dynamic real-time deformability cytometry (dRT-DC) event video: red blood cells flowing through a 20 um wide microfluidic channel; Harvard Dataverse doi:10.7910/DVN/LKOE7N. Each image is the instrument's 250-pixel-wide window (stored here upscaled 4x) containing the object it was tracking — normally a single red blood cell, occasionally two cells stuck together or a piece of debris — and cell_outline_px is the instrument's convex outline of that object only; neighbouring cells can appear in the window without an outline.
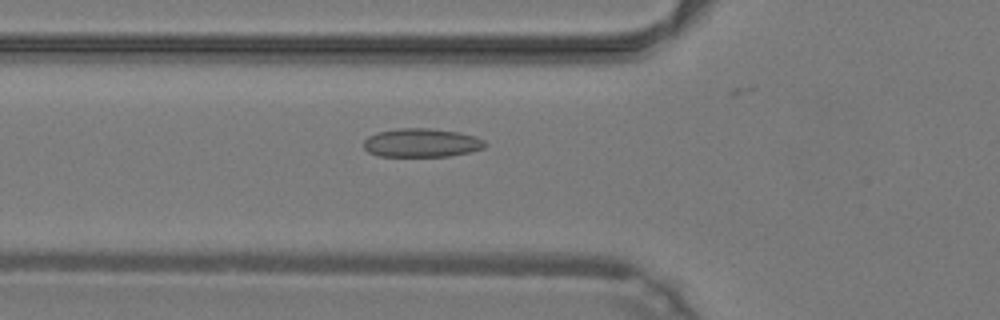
{"species": "common noctule bat (a hibernating species)", "species_latin": "Nyctalus noctula", "temperature_condition": "warm", "stored_images_in_passage": 42, "camera_frame_rate_fps": 3000, "um_per_image_px": 0.085, "animal": {"sex": "male", "body_mass_g": 19.2, "forearm_length_mm": 51.8}, "frame": {"image": 1, "passage_image": 18, "time_ms": 5.667, "image_size_px": [1000, 320], "cell_outline_px": [[488, 144], [484, 148], [468, 152], [448, 156], [376, 156], [368, 152], [364, 148], [364, 140], [368, 136], [376, 132], [396, 128], [428, 128], [460, 132], [476, 136], [484, 140]], "centroid_in_image_um": [35.82, 12.13], "position_along_channel_um": 90.0, "area_um2": 20.46}}
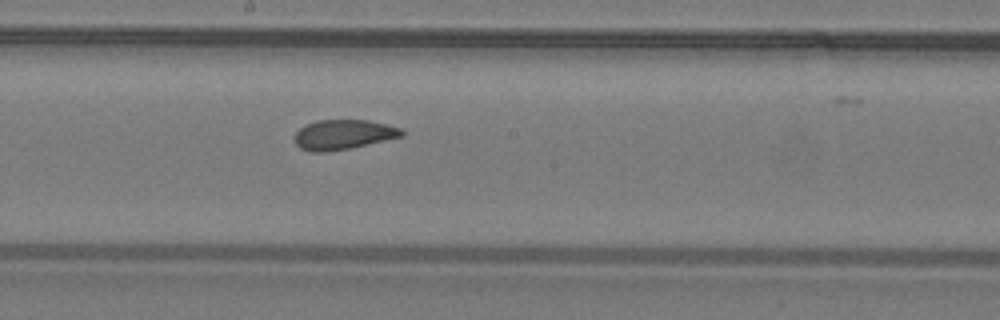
{"frame": {"image": 2, "passage_image": 27, "time_ms": 8.667, "image_size_px": [1000, 320], "cell_outline_px": [[404, 136], [348, 148], [328, 152], [308, 152], [300, 148], [296, 144], [296, 132], [300, 128], [316, 120], [368, 120], [400, 128], [404, 132]], "centroid_in_image_um": [29.16, 11.44], "position_along_channel_um": 219.0, "area_um2": 18.38}}
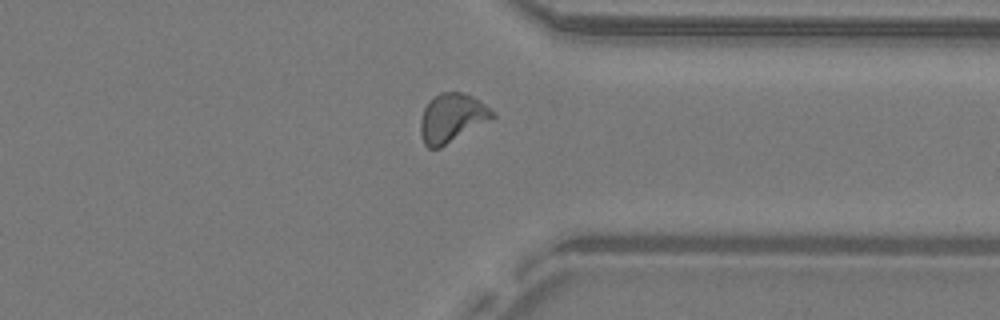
{"frame": {"image": 3, "passage_image": 38, "time_ms": 12.333, "image_size_px": [1000, 320], "cell_outline_px": [[496, 116], [440, 148], [428, 148], [424, 144], [420, 132], [420, 120], [424, 108], [440, 92], [460, 92], [472, 96], [480, 100], [496, 112]], "centroid_in_image_um": [38.42, 10.02], "position_along_channel_um": 373.0, "area_um2": 20.23}, "authors_computed_cell_mechanics": {"area_um2": 19.9121, "velocity_mm_per_s": 4.2754, "shape_relaxation_time_tau1_ms": 8.6847, "shape_relaxation_time_tau2_ms": 1.3629, "deformation_change_tau1": 0.1798, "deformation_change_tau2": 0.0758}}